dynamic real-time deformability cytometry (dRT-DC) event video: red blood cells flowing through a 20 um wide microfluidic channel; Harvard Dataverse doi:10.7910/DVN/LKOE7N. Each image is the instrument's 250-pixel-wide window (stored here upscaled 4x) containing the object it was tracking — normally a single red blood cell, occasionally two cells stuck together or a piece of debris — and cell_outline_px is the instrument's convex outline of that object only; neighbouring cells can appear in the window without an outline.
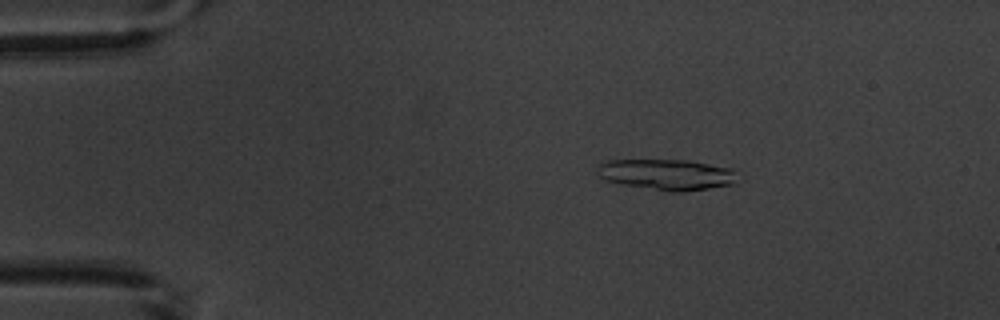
{"species": "common noctule bat (a hibernating species)", "species_latin": "Nyctalus noctula", "temperature_condition": "warm", "stored_images_in_passage": 3, "camera_frame_rate_fps": 3000, "um_per_image_px": 0.085, "animal": {"sex": "male", "body_mass_g": 20.1, "forearm_length_mm": 53.5}, "frame": {"image": 1, "passage_image": 2, "time_ms": 1.333, "image_size_px": [1000, 320], "cell_outline_px": [[744, 180], [740, 184], [684, 192], [668, 192], [620, 184], [604, 180], [596, 172], [596, 168], [600, 164], [608, 160], [688, 160], [732, 168]], "centroid_in_image_um": [56.8, 14.86], "position_along_channel_um": 28.2, "area_um2": 26.07}}